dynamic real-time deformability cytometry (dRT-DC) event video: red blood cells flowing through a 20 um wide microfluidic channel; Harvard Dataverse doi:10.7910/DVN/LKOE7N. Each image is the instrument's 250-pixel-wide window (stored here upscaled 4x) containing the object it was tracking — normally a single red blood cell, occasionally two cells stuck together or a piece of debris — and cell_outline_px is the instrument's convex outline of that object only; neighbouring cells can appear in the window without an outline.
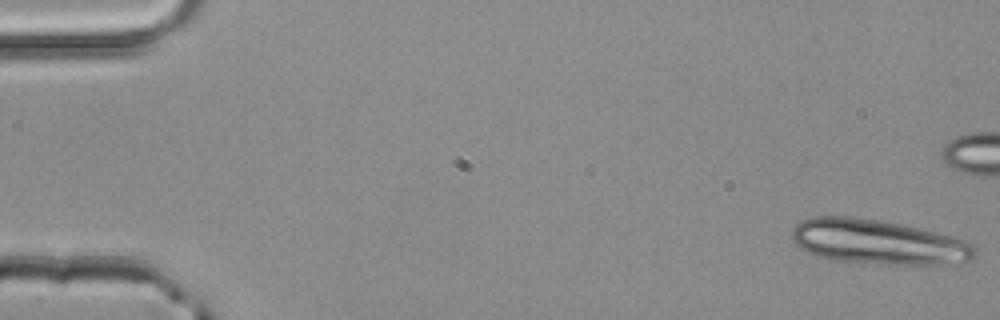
{"species": "common noctule bat (a hibernating species)", "species_latin": "Nyctalus noctula", "temperature_condition": "room temperature", "stored_images_in_passage": 14, "camera_frame_rate_fps": 3000, "um_per_image_px": 0.085, "animal": {"sex": "male", "body_mass_g": 20.4}, "frame": {"image": 1, "passage_image": 1, "time_ms": 0.0, "image_size_px": [1000, 320], "cell_outline_px": [[976, 260], [964, 264], [888, 264], [832, 260], [808, 252], [800, 248], [792, 240], [792, 228], [800, 220], [812, 216], [852, 216], [880, 220], [900, 224], [964, 240], [972, 244], [976, 248]], "centroid_in_image_um": [74.65, 20.58], "position_along_channel_um": 10.3, "area_um2": 47.8}}